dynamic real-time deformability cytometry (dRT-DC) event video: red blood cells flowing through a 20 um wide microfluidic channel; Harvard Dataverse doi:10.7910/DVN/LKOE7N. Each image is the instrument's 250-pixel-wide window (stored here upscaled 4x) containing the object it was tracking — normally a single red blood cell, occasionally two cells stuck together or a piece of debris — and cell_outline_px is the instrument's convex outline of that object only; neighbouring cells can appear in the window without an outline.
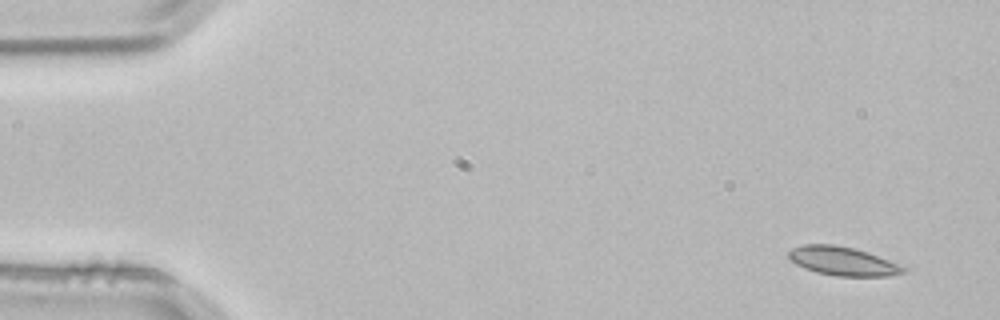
{"species": "common noctule bat (a hibernating species)", "species_latin": "Nyctalus noctula", "temperature_condition": "room temperature", "stored_images_in_passage": 4, "segment_of_instrument_passage": [1, 2], "camera_frame_rate_fps": 3000, "um_per_image_px": 0.085, "animal": {"sex": "male", "body_mass_g": 21.5, "forearm_length_mm": 52.0}, "frame": {"image": 1, "passage_image": 1, "time_ms": 0.0, "image_size_px": [1000, 320], "cell_outline_px": [[908, 268], [904, 272], [892, 276], [836, 276], [816, 272], [804, 268], [796, 264], [788, 256], [788, 252], [792, 248], [804, 244], [836, 244], [868, 252], [904, 264]], "centroid_in_image_um": [71.71, 22.2], "position_along_channel_um": 13.3, "area_um2": 19.54}}
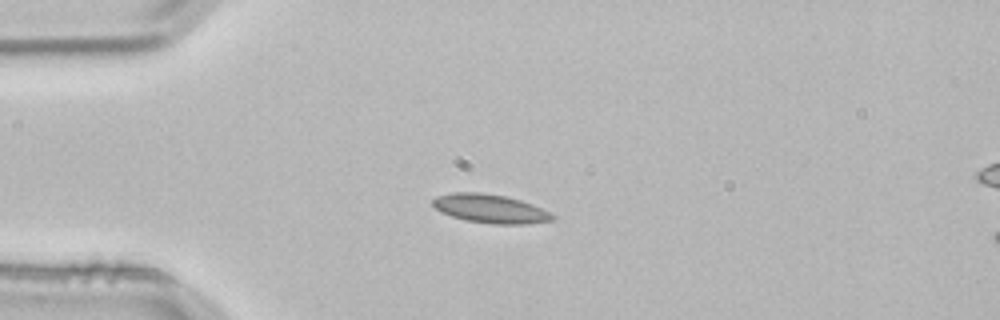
{"frame": {"image": 2, "passage_image": 3, "time_ms": 0.667, "image_size_px": [1000, 320], "cell_outline_px": [[556, 220], [528, 224], [492, 224], [464, 220], [440, 212], [432, 204], [432, 200], [436, 196], [452, 192], [480, 192], [504, 196], [520, 200], [532, 204], [556, 216]], "centroid_in_image_um": [41.66, 17.74], "position_along_channel_um": 43.3, "area_um2": 20.11}}